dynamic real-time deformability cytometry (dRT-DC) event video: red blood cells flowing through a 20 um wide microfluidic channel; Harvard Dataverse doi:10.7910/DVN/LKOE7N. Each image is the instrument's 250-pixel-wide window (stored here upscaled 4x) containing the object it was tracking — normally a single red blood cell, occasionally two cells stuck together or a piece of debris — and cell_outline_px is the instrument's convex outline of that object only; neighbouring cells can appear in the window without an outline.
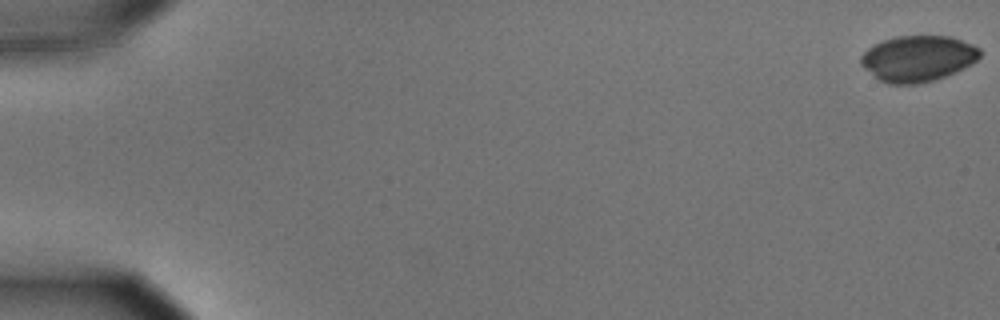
{"species": "common noctule bat (a hibernating species)", "species_latin": "Nyctalus noctula", "temperature_condition": "cold", "stored_images_in_passage": 57, "camera_frame_rate_fps": 3000, "um_per_image_px": 0.085, "animal": {"sex": "male", "body_mass_g": 15.6}, "frame": {"image": 1, "passage_image": 1, "time_ms": 0.0, "image_size_px": [1000, 320], "cell_outline_px": [[980, 56], [972, 64], [964, 68], [944, 76], [920, 84], [888, 84], [880, 80], [864, 68], [860, 64], [860, 56], [872, 44], [896, 36], [952, 36], [972, 44], [980, 48]], "centroid_in_image_um": [78.01, 4.96], "position_along_channel_um": 7.0, "area_um2": 31.91}}
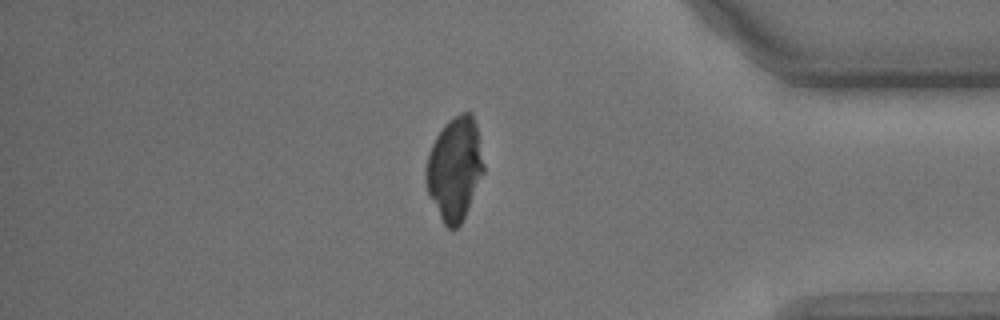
{"frame": {"image": 2, "passage_image": 49, "time_ms": 16.0, "image_size_px": [1000, 320], "cell_outline_px": [[484, 172], [464, 216], [460, 224], [456, 228], [448, 228], [444, 224], [428, 192], [424, 180], [424, 168], [428, 152], [436, 136], [444, 124], [448, 120], [460, 112], [472, 112], [476, 124], [484, 164]], "centroid_in_image_um": [38.63, 14.28], "position_along_channel_um": 396.6, "area_um2": 34.56}}
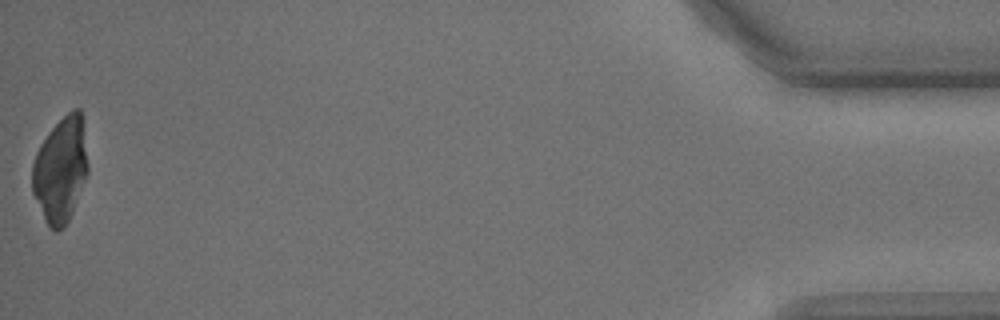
{"frame": {"image": 3, "passage_image": 57, "time_ms": 18.667, "image_size_px": [1000, 320], "cell_outline_px": [[88, 172], [72, 212], [64, 228], [56, 232], [48, 228], [32, 192], [32, 164], [36, 152], [40, 144], [48, 132], [72, 108], [80, 108], [84, 120], [88, 164]], "centroid_in_image_um": [5.16, 14.41], "position_along_channel_um": 430.0, "area_um2": 34.51}}